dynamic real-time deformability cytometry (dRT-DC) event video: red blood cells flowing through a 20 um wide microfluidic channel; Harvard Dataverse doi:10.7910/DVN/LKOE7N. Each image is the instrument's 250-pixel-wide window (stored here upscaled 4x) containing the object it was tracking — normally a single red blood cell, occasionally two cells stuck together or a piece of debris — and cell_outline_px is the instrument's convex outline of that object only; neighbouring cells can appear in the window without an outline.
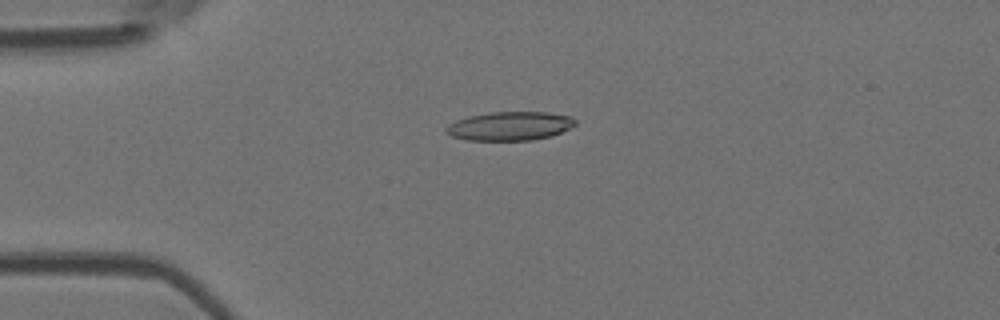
{"species": "Egyptian fruit bat (a non-hibernating species)", "species_latin": "Rousettus aegyptiacus", "temperature_condition": "room temperature", "stored_images_in_passage": 53, "camera_frame_rate_fps": 3000, "um_per_image_px": 0.085, "animal": {"sex": "female"}, "frame": {"image": 1, "passage_image": 13, "time_ms": 4.0, "image_size_px": [1000, 320], "cell_outline_px": [[576, 124], [552, 136], [532, 140], [468, 140], [452, 136], [444, 132], [444, 128], [448, 124], [456, 120], [468, 116], [492, 112], [548, 112], [572, 116], [576, 120]], "centroid_in_image_um": [43.32, 10.71], "position_along_channel_um": 41.7, "area_um2": 21.73}}
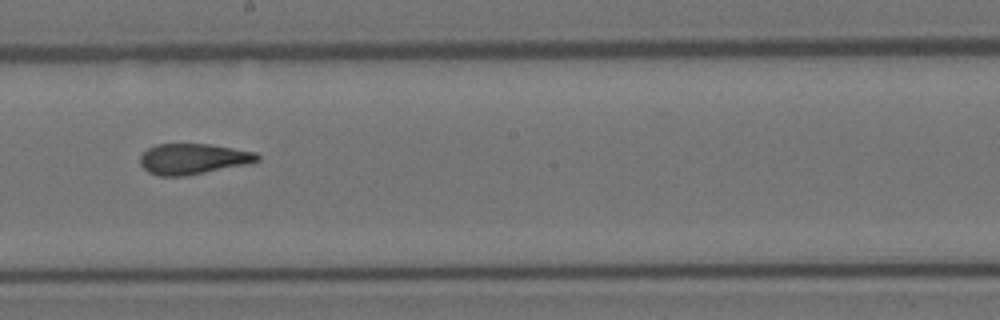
{"frame": {"image": 2, "passage_image": 30, "time_ms": 9.667, "image_size_px": [1000, 320], "cell_outline_px": [[260, 160], [248, 164], [188, 176], [160, 176], [148, 172], [140, 164], [140, 156], [148, 148], [156, 144], [208, 144], [256, 152], [260, 156]], "centroid_in_image_um": [16.42, 13.51], "position_along_channel_um": 231.8, "area_um2": 21.04}}
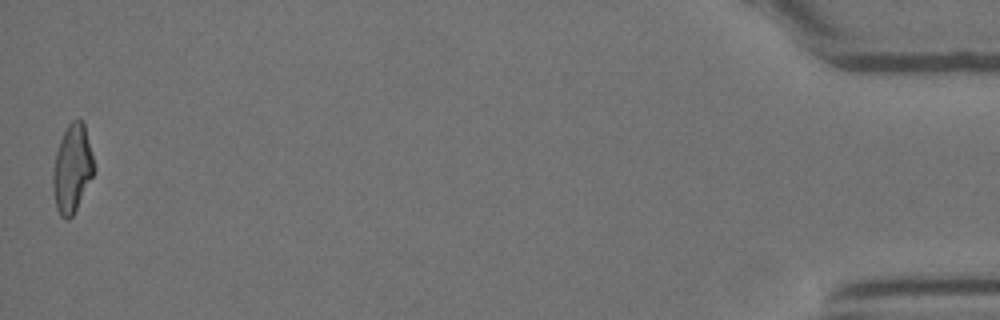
{"frame": {"image": 3, "passage_image": 53, "time_ms": 17.333, "image_size_px": [1000, 320], "cell_outline_px": [[92, 176], [72, 216], [68, 220], [64, 220], [60, 216], [56, 208], [52, 188], [52, 172], [56, 152], [60, 140], [68, 124], [72, 120], [80, 120], [84, 124], [92, 156]], "centroid_in_image_um": [6.08, 14.36], "position_along_channel_um": 429.1, "area_um2": 20.52}, "authors_computed_cell_mechanics": {"area_um2": 21.2704, "velocity_mm_per_s": 3.7957, "shape_relaxation_time_tau1_ms": null, "shape_relaxation_time_tau2_ms": 2.2995, "deformation_change_tau1": null, "deformation_change_tau2": 0.1092}}